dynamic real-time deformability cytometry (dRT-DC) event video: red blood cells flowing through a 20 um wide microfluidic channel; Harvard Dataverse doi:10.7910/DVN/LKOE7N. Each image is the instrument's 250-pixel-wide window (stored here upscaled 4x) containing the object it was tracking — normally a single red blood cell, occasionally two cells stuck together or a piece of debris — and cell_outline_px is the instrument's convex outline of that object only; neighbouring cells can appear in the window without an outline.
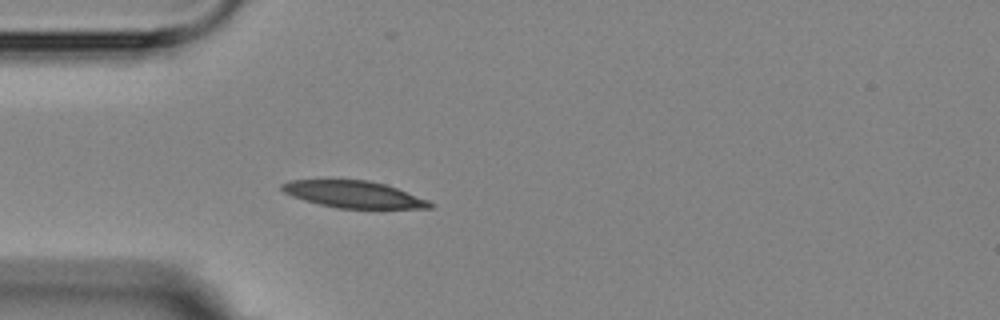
{"species": "Egyptian fruit bat (a non-hibernating species)", "species_latin": "Rousettus aegyptiacus", "temperature_condition": "room temperature", "stored_images_in_passage": 5, "camera_frame_rate_fps": 3000, "um_per_image_px": 0.085, "animal": {"sex": "female"}, "frame": {"image": 1, "passage_image": 5, "time_ms": 4.667, "image_size_px": [1000, 320], "cell_outline_px": [[436, 204], [432, 208], [336, 208], [304, 200], [292, 196], [284, 192], [280, 188], [280, 184], [288, 180], [368, 180], [384, 184], [396, 188], [428, 200]], "centroid_in_image_um": [30.04, 16.52], "position_along_channel_um": 55.0, "area_um2": 23.0}}